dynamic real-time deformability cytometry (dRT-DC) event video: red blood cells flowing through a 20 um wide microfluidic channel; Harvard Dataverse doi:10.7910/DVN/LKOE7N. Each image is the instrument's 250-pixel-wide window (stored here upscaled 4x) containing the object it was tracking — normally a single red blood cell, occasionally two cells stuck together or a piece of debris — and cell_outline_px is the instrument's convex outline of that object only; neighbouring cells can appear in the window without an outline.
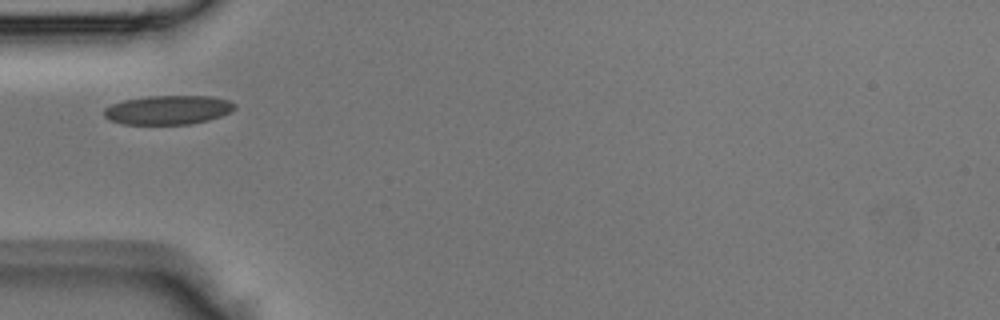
{"species": "Egyptian fruit bat (a non-hibernating species)", "species_latin": "Rousettus aegyptiacus", "temperature_condition": "room temperature", "stored_images_in_passage": 26, "camera_frame_rate_fps": 3000, "um_per_image_px": 0.085, "animal": {"sex": "male"}, "frame": {"image": 1, "passage_image": 1, "time_ms": 0.0, "image_size_px": [1000, 320], "cell_outline_px": [[236, 108], [220, 116], [208, 120], [192, 124], [124, 124], [108, 120], [104, 116], [104, 108], [112, 104], [124, 100], [148, 96], [212, 96], [228, 100], [236, 104]], "centroid_in_image_um": [14.28, 9.34], "position_along_channel_um": 70.7, "area_um2": 22.14}}
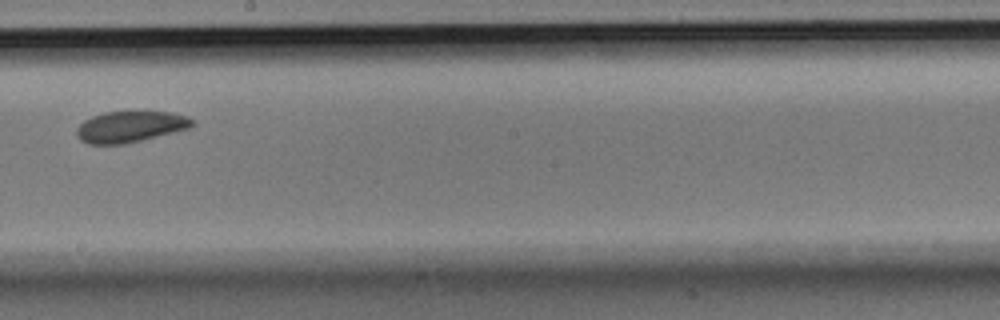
{"frame": {"image": 2, "passage_image": 12, "time_ms": 3.667, "image_size_px": [1000, 320], "cell_outline_px": [[196, 124], [192, 128], [124, 144], [88, 144], [80, 140], [76, 136], [76, 128], [84, 120], [92, 116], [104, 112], [172, 112], [184, 116], [192, 120]], "centroid_in_image_um": [11.05, 10.78], "position_along_channel_um": 237.1, "area_um2": 20.98}}
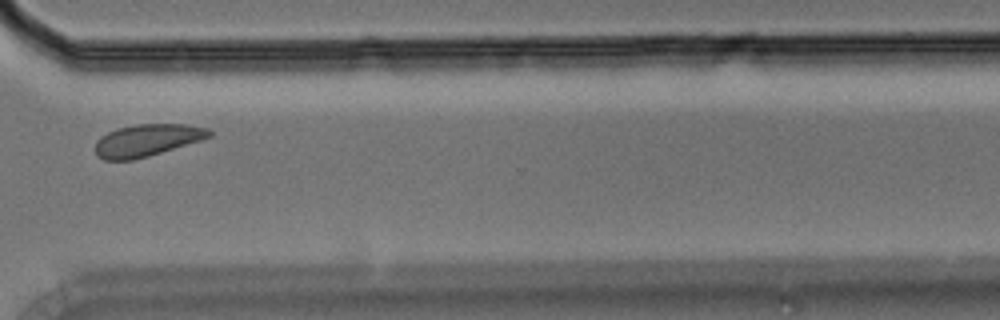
{"frame": {"image": 3, "passage_image": 20, "time_ms": 6.333, "image_size_px": [1000, 320], "cell_outline_px": [[212, 136], [200, 140], [148, 156], [132, 160], [104, 160], [96, 156], [96, 140], [100, 136], [116, 128], [136, 124], [188, 124], [208, 128], [212, 132]], "centroid_in_image_um": [12.47, 11.91], "position_along_channel_um": 358.1, "area_um2": 21.33}}